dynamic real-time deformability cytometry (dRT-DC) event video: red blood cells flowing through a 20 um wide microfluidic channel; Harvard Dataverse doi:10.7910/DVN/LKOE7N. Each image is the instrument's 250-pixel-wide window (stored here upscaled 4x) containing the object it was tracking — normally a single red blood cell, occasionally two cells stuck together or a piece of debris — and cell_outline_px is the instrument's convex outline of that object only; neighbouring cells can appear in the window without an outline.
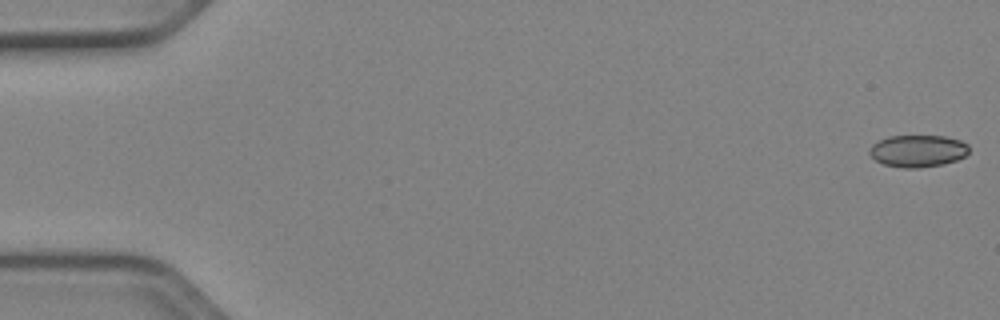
{"species": "Egyptian fruit bat (a non-hibernating species)", "species_latin": "Rousettus aegyptiacus", "temperature_condition": "cold", "stored_images_in_passage": 52, "camera_frame_rate_fps": 3000, "um_per_image_px": 0.085, "animal": {"sex": "female"}, "frame": {"image": 1, "passage_image": 1, "time_ms": 0.0, "image_size_px": [1000, 320], "cell_outline_px": [[968, 152], [964, 156], [956, 160], [944, 164], [920, 168], [904, 168], [884, 164], [876, 160], [868, 152], [868, 148], [872, 144], [888, 136], [944, 136], [960, 140], [968, 144]], "centroid_in_image_um": [78.0, 12.83], "position_along_channel_um": 7.0, "area_um2": 18.61}}
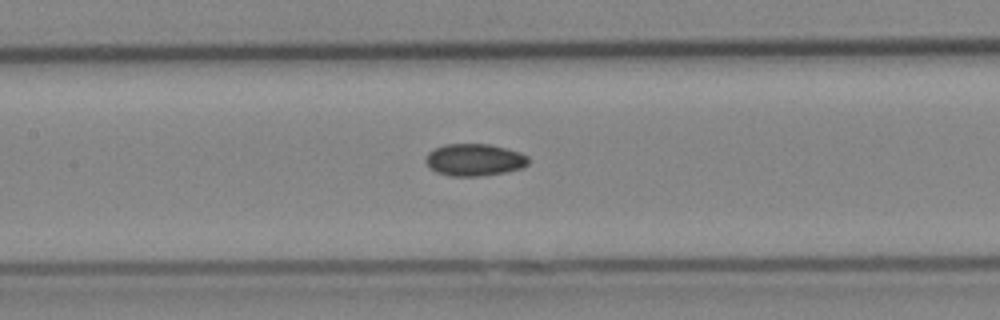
{"frame": {"image": 2, "passage_image": 25, "time_ms": 8.0, "image_size_px": [1000, 320], "cell_outline_px": [[528, 164], [520, 168], [504, 172], [480, 176], [452, 176], [436, 172], [424, 160], [428, 152], [444, 144], [488, 144], [520, 152], [528, 156]], "centroid_in_image_um": [40.31, 13.58], "position_along_channel_um": 167.1, "area_um2": 19.02}}
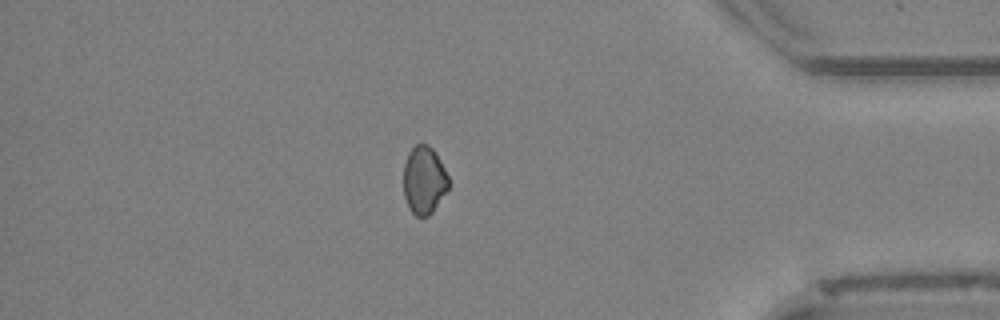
{"frame": {"image": 3, "passage_image": 45, "time_ms": 14.667, "image_size_px": [1000, 320], "cell_outline_px": [[448, 188], [432, 212], [428, 216], [416, 216], [408, 208], [404, 196], [404, 164], [408, 152], [416, 144], [428, 144], [432, 148], [440, 160], [448, 176]], "centroid_in_image_um": [36.03, 15.31], "position_along_channel_um": 399.2, "area_um2": 17.69}}